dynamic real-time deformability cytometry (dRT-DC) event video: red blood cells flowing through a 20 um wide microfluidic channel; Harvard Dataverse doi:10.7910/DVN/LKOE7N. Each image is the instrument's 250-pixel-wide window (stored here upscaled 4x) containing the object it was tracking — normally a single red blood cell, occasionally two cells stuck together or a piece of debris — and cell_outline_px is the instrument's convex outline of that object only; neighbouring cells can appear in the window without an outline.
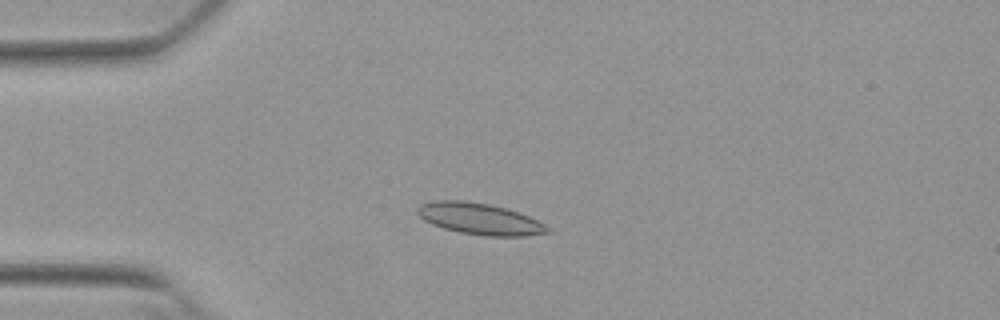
{"species": "Egyptian fruit bat (a non-hibernating species)", "species_latin": "Rousettus aegyptiacus", "temperature_condition": "warm", "stored_images_in_passage": 54, "camera_frame_rate_fps": 3000, "um_per_image_px": 0.085, "animal": {"sex": "female"}, "frame": {"image": 1, "passage_image": 14, "time_ms": 4.333, "image_size_px": [1000, 320], "cell_outline_px": [[552, 232], [524, 236], [484, 236], [460, 232], [444, 228], [432, 224], [424, 220], [416, 212], [416, 208], [420, 204], [436, 200], [464, 200], [488, 204], [504, 208], [528, 216], [552, 228]], "centroid_in_image_um": [40.76, 18.6], "position_along_channel_um": 44.2, "area_um2": 23.76}}
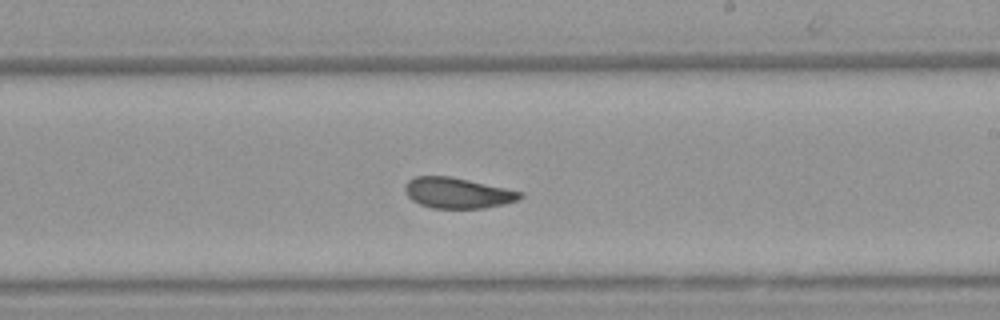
{"frame": {"image": 2, "passage_image": 32, "time_ms": 10.333, "image_size_px": [1000, 320], "cell_outline_px": [[524, 196], [520, 200], [504, 204], [484, 208], [432, 208], [420, 204], [412, 200], [408, 196], [404, 188], [408, 180], [416, 176], [452, 176], [524, 192]], "centroid_in_image_um": [38.93, 16.4], "position_along_channel_um": 250.1, "area_um2": 20.69}}
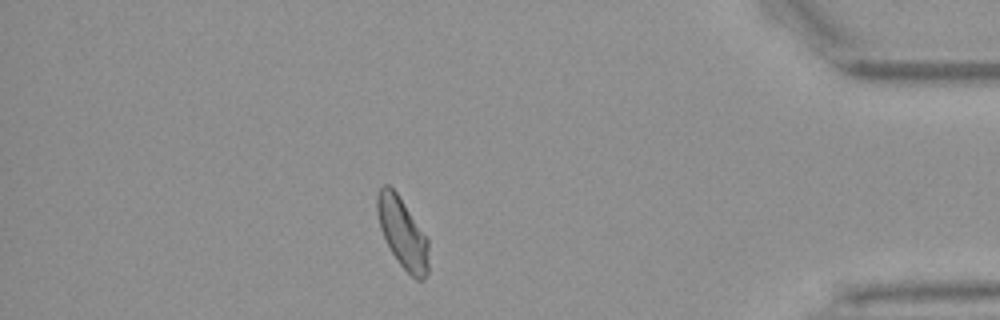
{"frame": {"image": 3, "passage_image": 47, "time_ms": 15.333, "image_size_px": [1000, 320], "cell_outline_px": [[428, 272], [424, 280], [416, 280], [400, 264], [392, 252], [380, 228], [376, 212], [376, 196], [380, 188], [384, 184], [388, 184], [396, 192], [428, 240]], "centroid_in_image_um": [34.2, 19.8], "position_along_channel_um": 401.0, "area_um2": 20.63}, "authors_computed_cell_mechanics": {"area_um2": 21.4438, "velocity_mm_per_s": 3.8149, "shape_relaxation_time_tau1_ms": null, "shape_relaxation_time_tau2_ms": 2.446, "deformation_change_tau1": null, "deformation_change_tau2": 0.0811}}